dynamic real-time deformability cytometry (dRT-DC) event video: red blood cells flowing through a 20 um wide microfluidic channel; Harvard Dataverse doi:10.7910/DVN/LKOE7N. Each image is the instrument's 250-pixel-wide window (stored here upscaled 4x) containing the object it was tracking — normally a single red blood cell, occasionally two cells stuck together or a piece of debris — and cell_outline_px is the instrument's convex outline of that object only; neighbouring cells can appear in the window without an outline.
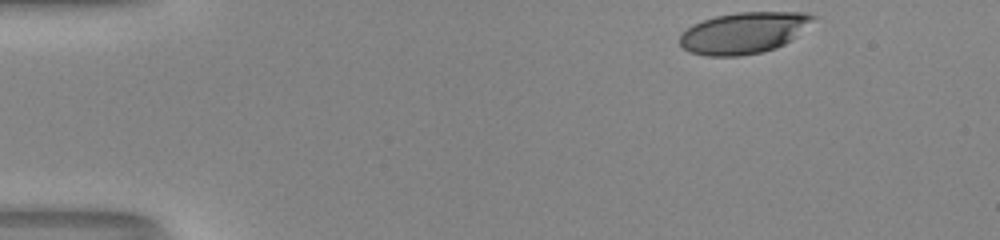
{"species": "human", "species_latin": "Homo sapiens", "temperature_condition": "room temperature", "stored_images_in_passage": 37, "camera_frame_rate_fps": 3000, "um_per_image_px": 0.085, "donor": {"sex": "male"}, "frame": {"image": 1, "passage_image": 1, "time_ms": 0.0, "image_size_px": [1000, 240], "cell_outline_px": [[816, 16], [792, 40], [776, 48], [760, 52], [740, 56], [708, 56], [688, 52], [680, 44], [680, 36], [688, 28], [704, 20], [716, 16], [736, 12], [804, 12]], "centroid_in_image_um": [63.21, 2.8], "position_along_channel_um": 21.8, "area_um2": 31.73}}
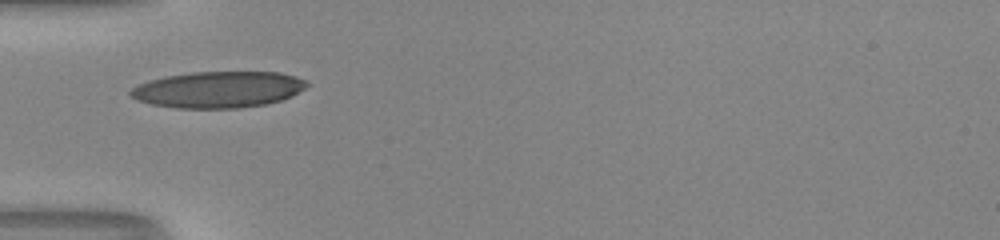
{"frame": {"image": 2, "passage_image": 12, "time_ms": 3.667, "image_size_px": [1000, 240], "cell_outline_px": [[312, 84], [292, 96], [280, 100], [264, 104], [240, 108], [176, 108], [152, 104], [136, 100], [128, 92], [132, 88], [148, 80], [164, 76], [192, 72], [280, 72], [296, 76], [308, 80]], "centroid_in_image_um": [18.59, 7.6], "position_along_channel_um": 66.4, "area_um2": 37.57}}
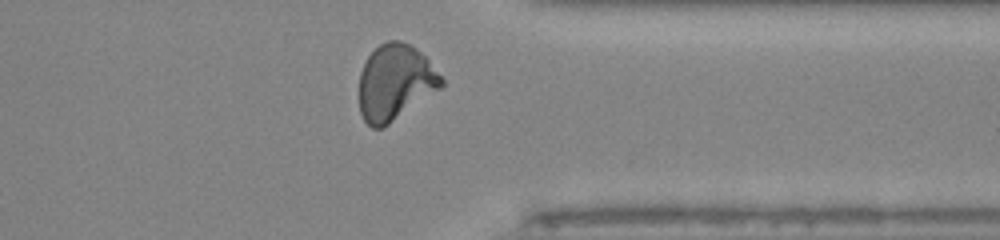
{"frame": {"image": 3, "passage_image": 35, "time_ms": 11.333, "image_size_px": [1000, 240], "cell_outline_px": [[444, 84], [440, 88], [388, 124], [380, 128], [372, 128], [364, 120], [360, 112], [360, 72], [368, 56], [380, 44], [388, 40], [400, 40], [416, 48], [428, 60], [444, 80]], "centroid_in_image_um": [33.57, 6.99], "position_along_channel_um": 377.8, "area_um2": 35.72}, "authors_computed_cell_mechanics": {"area_um2": 35.0268, "velocity_mm_per_s": 4.1325, "shape_relaxation_time_tau1_ms": 5.7397, "shape_relaxation_time_tau2_ms": 1.1579, "deformation_change_tau1": 0.2236, "deformation_change_tau2": 0.0707}}